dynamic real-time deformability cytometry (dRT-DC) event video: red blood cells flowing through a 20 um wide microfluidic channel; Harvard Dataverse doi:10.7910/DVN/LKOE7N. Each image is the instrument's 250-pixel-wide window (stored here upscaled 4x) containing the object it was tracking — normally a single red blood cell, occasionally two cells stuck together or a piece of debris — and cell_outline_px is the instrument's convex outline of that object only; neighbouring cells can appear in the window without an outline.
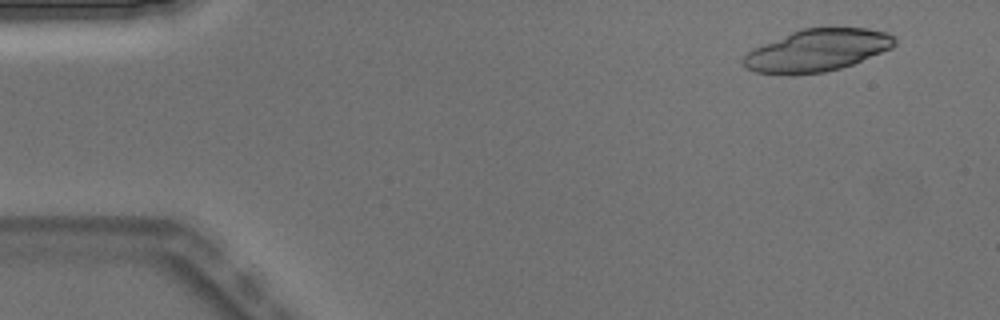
{"species": "Egyptian fruit bat (a non-hibernating species)", "species_latin": "Rousettus aegyptiacus", "temperature_condition": "warm", "stored_images_in_passage": 4, "camera_frame_rate_fps": 3000, "um_per_image_px": 0.085, "animal": {"sex": "male"}, "frame": {"image": 1, "passage_image": 2, "time_ms": 0.333, "image_size_px": [1000, 320], "cell_outline_px": [[896, 44], [892, 48], [852, 64], [840, 68], [824, 72], [756, 72], [744, 68], [740, 64], [740, 60], [752, 48], [792, 32], [804, 28], [868, 28], [888, 32], [896, 36]], "centroid_in_image_um": [69.49, 4.25], "position_along_channel_um": 15.5, "area_um2": 36.59}}